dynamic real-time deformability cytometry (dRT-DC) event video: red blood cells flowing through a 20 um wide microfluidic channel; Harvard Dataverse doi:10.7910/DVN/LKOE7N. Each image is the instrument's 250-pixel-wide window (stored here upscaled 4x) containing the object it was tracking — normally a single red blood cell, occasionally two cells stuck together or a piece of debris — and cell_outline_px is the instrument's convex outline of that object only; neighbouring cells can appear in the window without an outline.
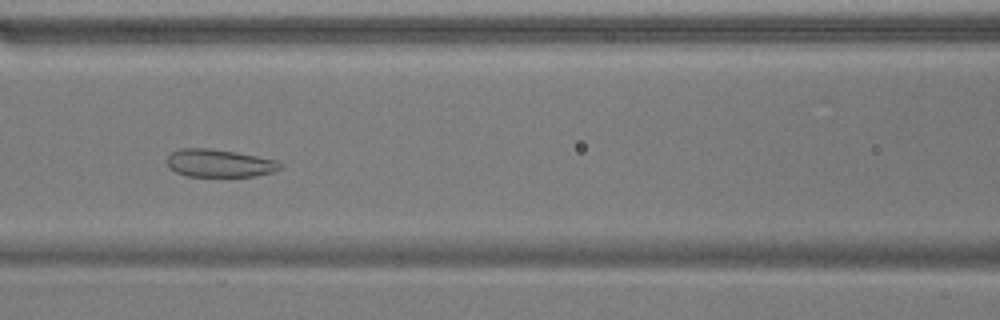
{"species": "common noctule bat (a hibernating species)", "species_latin": "Nyctalus noctula", "temperature_condition": "warm", "stored_images_in_passage": 39, "camera_frame_rate_fps": 3000, "um_per_image_px": 0.085, "animal": {"sex": "male", "body_mass_g": 17.9}, "frame": {"image": 1, "passage_image": 23, "time_ms": 7.333, "image_size_px": [1000, 320], "cell_outline_px": [[280, 168], [272, 172], [256, 176], [188, 176], [176, 172], [168, 164], [168, 156], [172, 152], [180, 148], [208, 148], [236, 152], [276, 160], [280, 164]], "centroid_in_image_um": [18.64, 13.87], "position_along_channel_um": 148.0, "area_um2": 18.03}}